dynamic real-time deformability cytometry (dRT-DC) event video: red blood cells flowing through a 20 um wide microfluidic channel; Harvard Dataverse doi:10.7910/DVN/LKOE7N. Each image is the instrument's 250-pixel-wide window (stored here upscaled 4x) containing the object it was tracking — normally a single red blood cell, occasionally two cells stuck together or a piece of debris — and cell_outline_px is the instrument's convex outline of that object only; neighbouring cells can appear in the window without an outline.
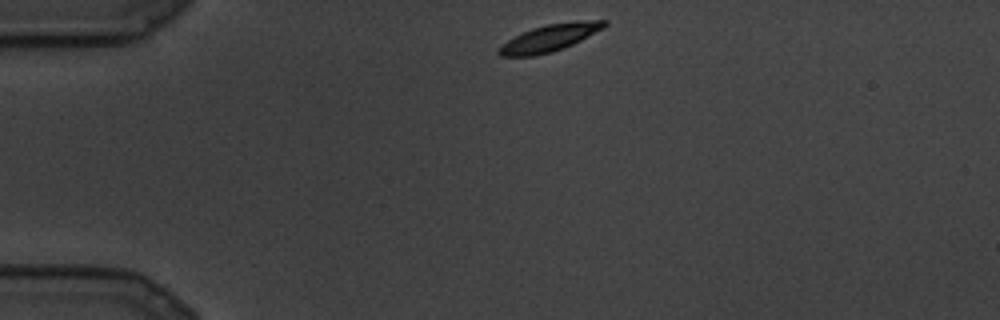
{"species": "common noctule bat (a hibernating species)", "species_latin": "Nyctalus noctula", "temperature_condition": "cold", "stored_images_in_passage": 5, "camera_frame_rate_fps": 3000, "um_per_image_px": 0.085, "animal": {"sex": "male", "body_mass_g": 19.5, "forearm_length_mm": 54.6}, "frame": {"image": 1, "passage_image": 1, "time_ms": 0.0, "image_size_px": [1000, 320], "cell_outline_px": [[608, 24], [604, 28], [572, 44], [552, 52], [532, 56], [500, 56], [496, 52], [508, 40], [532, 28], [548, 24], [588, 20], [608, 20]], "centroid_in_image_um": [46.75, 3.22], "position_along_channel_um": 38.3, "area_um2": 16.18}}
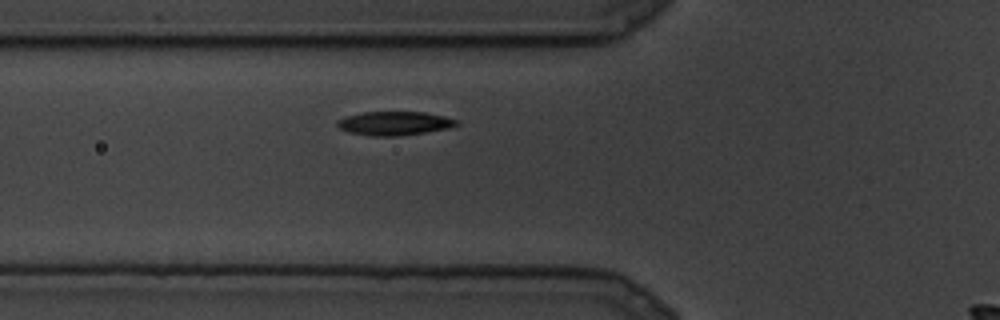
{"frame": {"image": 2, "passage_image": 5, "time_ms": 1.333, "image_size_px": [1000, 320], "cell_outline_px": [[460, 124], [448, 128], [424, 132], [396, 136], [372, 136], [348, 132], [340, 128], [336, 124], [336, 120], [348, 116], [364, 112], [424, 112], [444, 116], [456, 120]], "centroid_in_image_um": [33.51, 10.48], "position_along_channel_um": 92.3, "area_um2": 16.36}}